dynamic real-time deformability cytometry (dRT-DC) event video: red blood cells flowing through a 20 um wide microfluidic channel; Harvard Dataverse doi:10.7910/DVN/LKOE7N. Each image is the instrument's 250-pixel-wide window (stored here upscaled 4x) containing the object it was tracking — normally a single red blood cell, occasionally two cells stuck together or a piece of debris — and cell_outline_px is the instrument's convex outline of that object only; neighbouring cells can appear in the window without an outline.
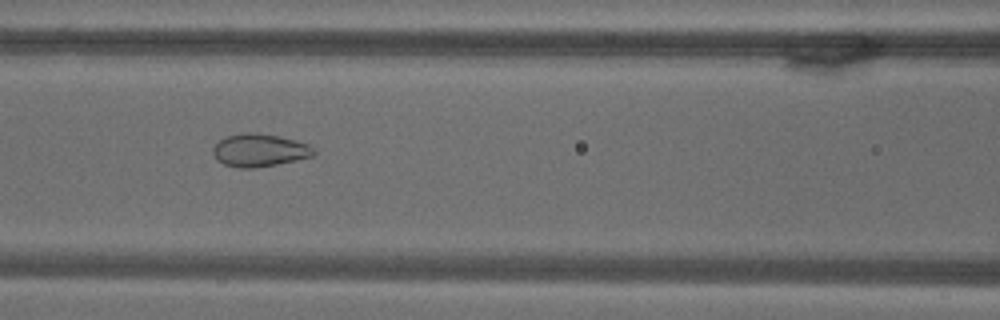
{"species": "common noctule bat (a hibernating species)", "species_latin": "Nyctalus noctula", "temperature_condition": "warm", "stored_images_in_passage": 51, "camera_frame_rate_fps": 3000, "um_per_image_px": 0.085, "animal": {"sex": "male", "body_mass_g": 18.8}, "frame": {"image": 1, "passage_image": 11, "time_ms": 3.333, "image_size_px": [1000, 320], "cell_outline_px": [[316, 152], [312, 156], [296, 160], [276, 164], [252, 168], [240, 168], [224, 164], [216, 160], [212, 152], [212, 148], [224, 136], [244, 132], [248, 132], [280, 136], [296, 140], [308, 144], [316, 148]], "centroid_in_image_um": [22.05, 12.76], "position_along_channel_um": 144.6, "area_um2": 19.36}}
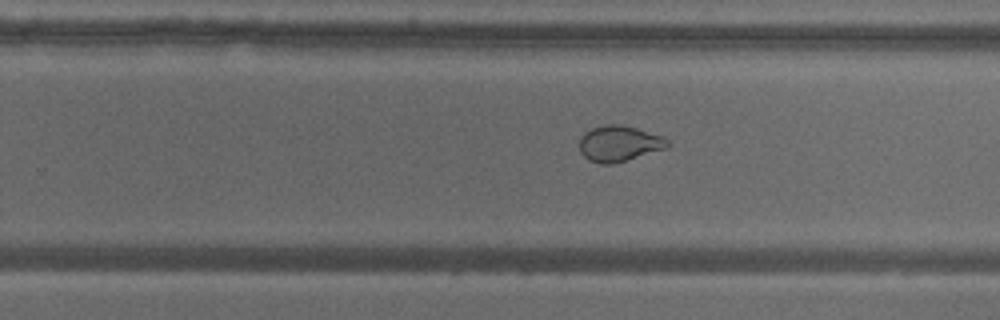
{"frame": {"image": 2, "passage_image": 25, "time_ms": 8.0, "image_size_px": [1000, 320], "cell_outline_px": [[672, 144], [668, 148], [612, 164], [600, 164], [588, 160], [580, 152], [580, 136], [584, 132], [600, 124], [620, 124], [636, 128], [664, 136]], "centroid_in_image_um": [52.64, 12.19], "position_along_channel_um": 277.2, "area_um2": 18.67}}
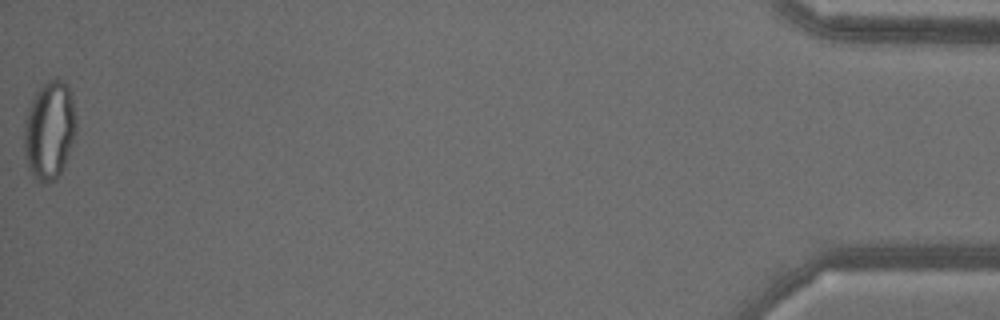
{"frame": {"image": 3, "passage_image": 51, "time_ms": 16.667, "image_size_px": [1000, 320], "cell_outline_px": [[76, 132], [72, 144], [64, 164], [56, 180], [44, 184], [40, 184], [36, 180], [28, 168], [24, 152], [24, 124], [28, 108], [36, 92], [48, 80], [56, 76], [68, 84], [72, 96], [76, 124]], "centroid_in_image_um": [4.2, 11.07], "position_along_channel_um": 431.0, "area_um2": 30.06}}